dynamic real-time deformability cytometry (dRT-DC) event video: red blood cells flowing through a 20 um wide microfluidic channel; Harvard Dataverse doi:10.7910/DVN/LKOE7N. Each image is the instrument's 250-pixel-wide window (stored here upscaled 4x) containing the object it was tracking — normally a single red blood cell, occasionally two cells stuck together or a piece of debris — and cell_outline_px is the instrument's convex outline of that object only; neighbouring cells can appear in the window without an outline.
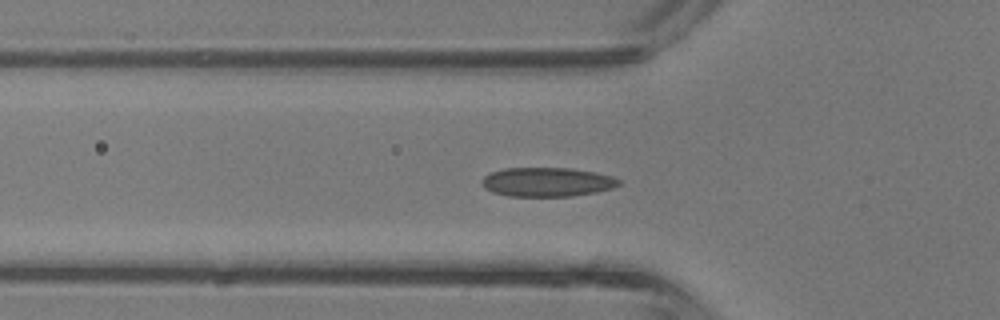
{"species": "common noctule bat (a hibernating species)", "species_latin": "Nyctalus noctula", "temperature_condition": "room temperature", "stored_images_in_passage": 28, "camera_frame_rate_fps": 3000, "um_per_image_px": 0.085, "animal": {"sex": "male", "body_mass_g": 13.3}, "frame": {"image": 1, "passage_image": 3, "time_ms": 0.667, "image_size_px": [1000, 320], "cell_outline_px": [[620, 184], [612, 188], [596, 192], [572, 196], [508, 196], [492, 192], [484, 188], [480, 184], [480, 180], [488, 172], [504, 168], [572, 168], [596, 172], [612, 176], [620, 180]], "centroid_in_image_um": [46.45, 15.46], "position_along_channel_um": 79.3, "area_um2": 23.52}}
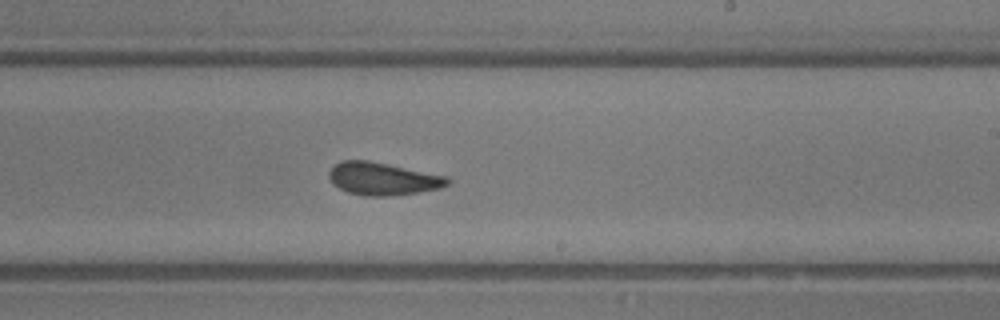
{"frame": {"image": 2, "passage_image": 14, "time_ms": 4.333, "image_size_px": [1000, 320], "cell_outline_px": [[448, 184], [440, 188], [420, 192], [388, 196], [364, 196], [348, 192], [332, 184], [328, 176], [328, 172], [336, 164], [344, 160], [368, 160], [448, 176]], "centroid_in_image_um": [32.52, 15.2], "position_along_channel_um": 256.5, "area_um2": 22.48}}
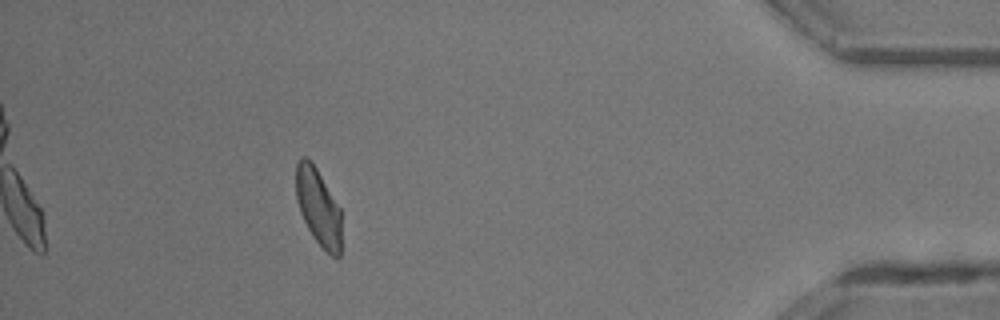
{"frame": {"image": 3, "passage_image": 27, "time_ms": 8.667, "image_size_px": [1000, 320], "cell_outline_px": [[340, 256], [332, 256], [316, 240], [308, 228], [300, 212], [296, 200], [296, 164], [300, 156], [304, 156], [316, 168], [340, 208]], "centroid_in_image_um": [27.03, 17.57], "position_along_channel_um": 408.2, "area_um2": 19.88}}